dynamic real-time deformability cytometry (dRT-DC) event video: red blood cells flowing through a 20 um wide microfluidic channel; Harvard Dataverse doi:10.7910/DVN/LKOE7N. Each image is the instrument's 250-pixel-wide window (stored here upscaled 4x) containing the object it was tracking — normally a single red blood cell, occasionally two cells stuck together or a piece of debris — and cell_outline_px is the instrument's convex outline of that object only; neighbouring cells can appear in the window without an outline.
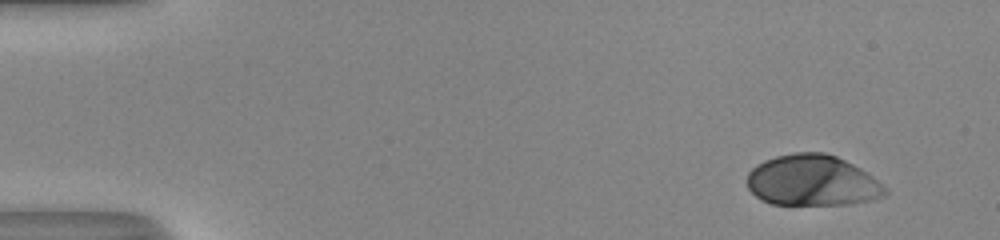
{"species": "human", "species_latin": "Homo sapiens", "temperature_condition": "room temperature", "stored_images_in_passage": 49, "camera_frame_rate_fps": 3000, "um_per_image_px": 0.085, "donor": {"sex": "male"}, "frame": {"image": 1, "passage_image": 1, "time_ms": 0.0, "image_size_px": [1000, 240], "cell_outline_px": [[888, 192], [884, 196], [872, 200], [848, 204], [772, 204], [760, 200], [748, 188], [748, 172], [756, 164], [764, 160], [776, 156], [792, 152], [824, 152], [836, 156], [860, 168], [872, 176]], "centroid_in_image_um": [69.02, 15.34], "position_along_channel_um": 16.0, "area_um2": 40.81}}
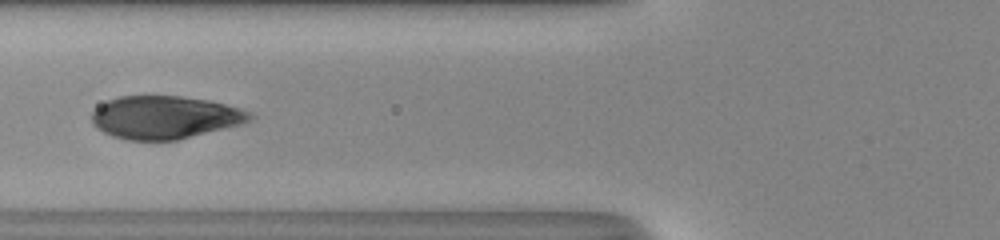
{"frame": {"image": 2, "passage_image": 18, "time_ms": 5.667, "image_size_px": [1000, 240], "cell_outline_px": [[256, 116], [252, 120], [244, 124], [176, 140], [128, 140], [112, 136], [96, 128], [92, 124], [92, 112], [100, 104], [108, 100], [120, 96], [180, 96], [208, 100], [224, 104], [252, 112]], "centroid_in_image_um": [14.03, 9.98], "position_along_channel_um": 111.8, "area_um2": 39.71}}
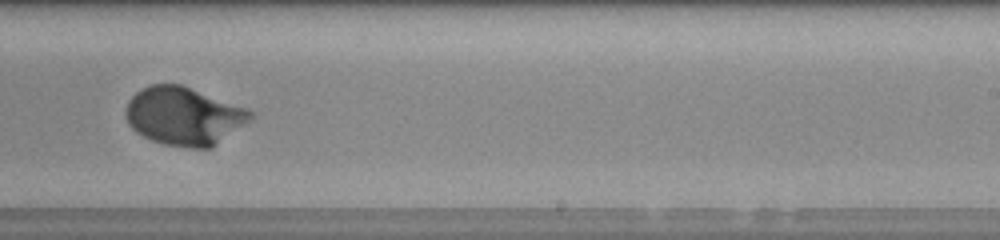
{"frame": {"image": 3, "passage_image": 30, "time_ms": 9.667, "image_size_px": [1000, 240], "cell_outline_px": [[256, 116], [212, 148], [192, 148], [164, 144], [152, 140], [136, 132], [128, 124], [128, 100], [136, 92], [152, 84], [180, 84], [248, 108]], "centroid_in_image_um": [15.68, 9.87], "position_along_channel_um": 273.3, "area_um2": 41.96}, "authors_computed_cell_mechanics": {"area_um2": 41.1536, "velocity_mm_per_s": 4.0517, "shape_relaxation_time_tau1_ms": 2.8986, "shape_relaxation_time_tau2_ms": null, "deformation_change_tau1": 0.2012, "deformation_change_tau2": null}}